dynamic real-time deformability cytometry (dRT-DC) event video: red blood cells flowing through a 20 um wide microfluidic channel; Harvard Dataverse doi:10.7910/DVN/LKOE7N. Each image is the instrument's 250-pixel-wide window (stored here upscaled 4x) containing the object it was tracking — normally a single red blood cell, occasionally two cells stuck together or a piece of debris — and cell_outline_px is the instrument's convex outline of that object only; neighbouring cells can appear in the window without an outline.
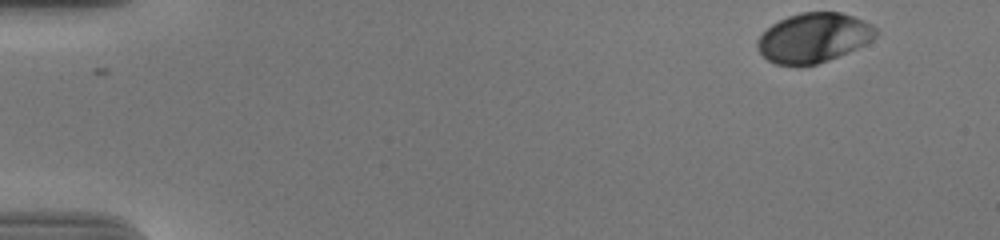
{"species": "human", "species_latin": "Homo sapiens", "temperature_condition": "cold", "stored_images_in_passage": 45, "camera_frame_rate_fps": 3000, "um_per_image_px": 0.085, "donor": {"sex": "male"}, "frame": {"image": 1, "passage_image": 1, "time_ms": 0.0, "image_size_px": [1000, 240], "cell_outline_px": [[876, 36], [872, 40], [848, 52], [828, 60], [816, 64], [796, 68], [776, 64], [768, 60], [756, 48], [756, 40], [772, 24], [788, 16], [800, 12], [840, 12], [852, 16], [876, 28]], "centroid_in_image_um": [69.1, 3.24], "position_along_channel_um": 15.9, "area_um2": 34.16}}
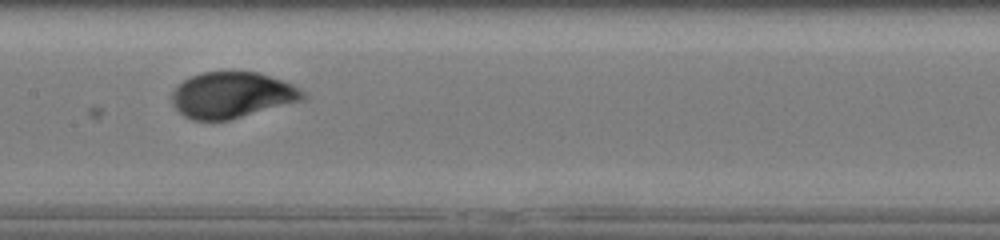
{"frame": {"image": 2, "passage_image": 26, "time_ms": 8.333, "image_size_px": [1000, 240], "cell_outline_px": [[308, 96], [304, 100], [228, 120], [192, 120], [184, 116], [172, 104], [172, 92], [184, 80], [200, 72], [256, 72], [292, 84], [304, 92]], "centroid_in_image_um": [19.72, 8.09], "position_along_channel_um": 187.7, "area_um2": 34.8}}
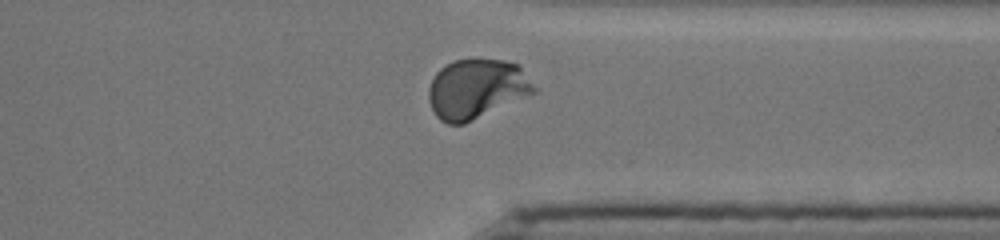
{"frame": {"image": 3, "passage_image": 41, "time_ms": 13.333, "image_size_px": [1000, 240], "cell_outline_px": [[536, 92], [464, 124], [448, 124], [440, 120], [436, 116], [428, 100], [428, 88], [436, 72], [440, 68], [452, 60], [504, 60], [520, 64], [536, 88]], "centroid_in_image_um": [40.5, 7.55], "position_along_channel_um": 370.9, "area_um2": 36.53}, "authors_computed_cell_mechanics": {"area_um2": 34.8534, "velocity_mm_per_s": 3.6701, "shape_relaxation_time_tau1_ms": 2.7914, "shape_relaxation_time_tau2_ms": null, "deformation_change_tau1": 0.1603, "deformation_change_tau2": null}}